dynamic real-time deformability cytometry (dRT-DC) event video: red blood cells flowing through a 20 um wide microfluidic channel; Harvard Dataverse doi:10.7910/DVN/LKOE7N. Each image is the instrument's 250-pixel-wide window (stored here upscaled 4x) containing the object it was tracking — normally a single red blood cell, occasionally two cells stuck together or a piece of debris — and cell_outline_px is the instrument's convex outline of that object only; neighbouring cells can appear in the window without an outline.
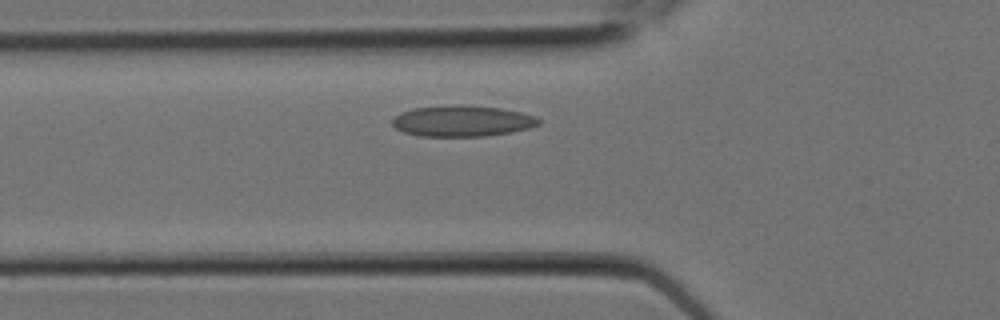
{"species": "Egyptian fruit bat (a non-hibernating species)", "species_latin": "Rousettus aegyptiacus", "temperature_condition": "room temperature", "stored_images_in_passage": 3, "camera_frame_rate_fps": 3000, "um_per_image_px": 0.085, "animal": {"sex": "female"}, "frame": {"image": 1, "passage_image": 3, "time_ms": 0.667, "image_size_px": [1000, 320], "cell_outline_px": [[540, 124], [528, 128], [512, 132], [488, 136], [420, 136], [404, 132], [396, 128], [392, 124], [392, 120], [400, 112], [416, 108], [448, 104], [464, 104], [500, 108], [520, 112], [532, 116], [540, 120]], "centroid_in_image_um": [39.27, 10.28], "position_along_channel_um": 86.5, "area_um2": 26.53}}